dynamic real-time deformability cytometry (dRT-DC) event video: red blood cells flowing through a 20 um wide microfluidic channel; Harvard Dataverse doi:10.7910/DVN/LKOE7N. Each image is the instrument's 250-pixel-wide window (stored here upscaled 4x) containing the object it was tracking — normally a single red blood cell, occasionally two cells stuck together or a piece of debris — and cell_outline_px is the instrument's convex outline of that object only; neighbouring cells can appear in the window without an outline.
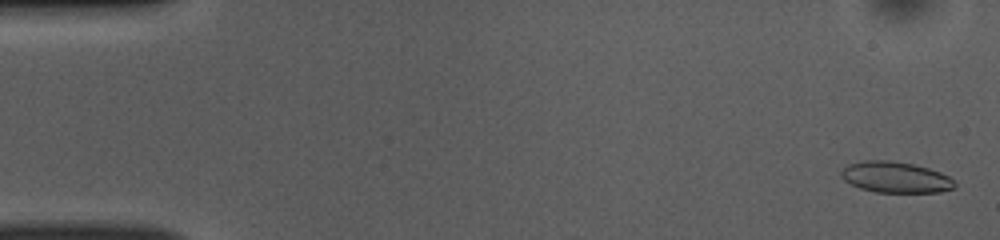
{"species": "common noctule bat (a hibernating species)", "species_latin": "Nyctalus noctula", "temperature_condition": "room temperature", "stored_images_in_passage": 51, "camera_frame_rate_fps": 3000, "um_per_image_px": 0.085, "animal": {"sex": "female", "body_mass_g": 10.0, "forearm_length_mm": 53.1}, "frame": {"image": 1, "passage_image": 2, "time_ms": 0.333, "image_size_px": [1000, 240], "cell_outline_px": [[956, 184], [952, 188], [940, 192], [876, 192], [860, 188], [844, 180], [840, 176], [840, 172], [848, 164], [860, 160], [892, 160], [912, 164], [928, 168], [940, 172], [948, 176]], "centroid_in_image_um": [76.08, 15.05], "position_along_channel_um": 8.9, "area_um2": 20.46}}
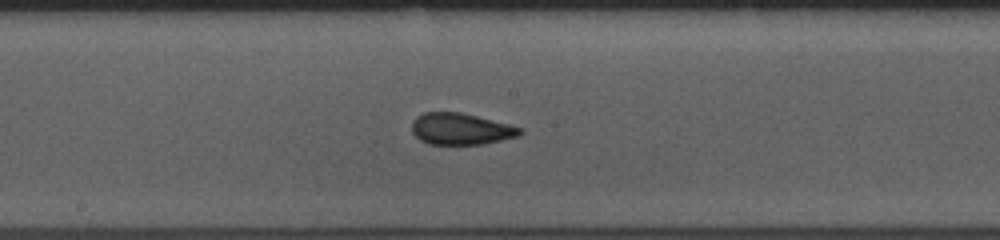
{"frame": {"image": 2, "passage_image": 27, "time_ms": 8.667, "image_size_px": [1000, 240], "cell_outline_px": [[524, 132], [516, 136], [500, 140], [480, 144], [428, 144], [420, 140], [412, 132], [412, 120], [416, 116], [424, 112], [460, 112], [524, 128]], "centroid_in_image_um": [39.14, 10.95], "position_along_channel_um": 209.1, "area_um2": 19.77}}
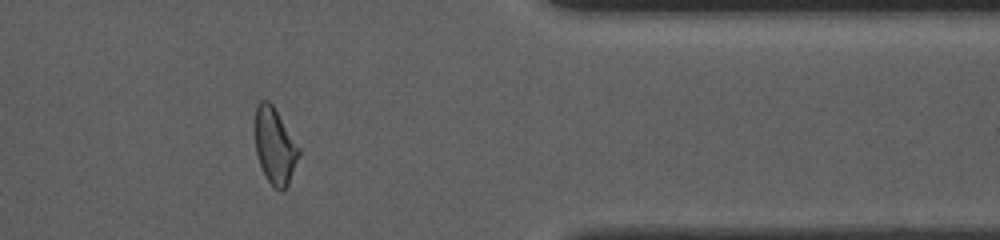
{"frame": {"image": 3, "passage_image": 42, "time_ms": 13.667, "image_size_px": [1000, 240], "cell_outline_px": [[300, 156], [288, 184], [284, 192], [280, 192], [268, 180], [260, 164], [256, 152], [256, 104], [260, 100], [268, 100], [272, 104], [300, 148]], "centroid_in_image_um": [23.38, 12.42], "position_along_channel_um": 388.0, "area_um2": 19.19}, "authors_computed_cell_mechanics": {"area_um2": 20.4612, "velocity_mm_per_s": 3.9527, "shape_relaxation_time_tau1_ms": 6.172, "shape_relaxation_time_tau2_ms": 1.733, "deformation_change_tau1": 0.1464, "deformation_change_tau2": 0.059}}